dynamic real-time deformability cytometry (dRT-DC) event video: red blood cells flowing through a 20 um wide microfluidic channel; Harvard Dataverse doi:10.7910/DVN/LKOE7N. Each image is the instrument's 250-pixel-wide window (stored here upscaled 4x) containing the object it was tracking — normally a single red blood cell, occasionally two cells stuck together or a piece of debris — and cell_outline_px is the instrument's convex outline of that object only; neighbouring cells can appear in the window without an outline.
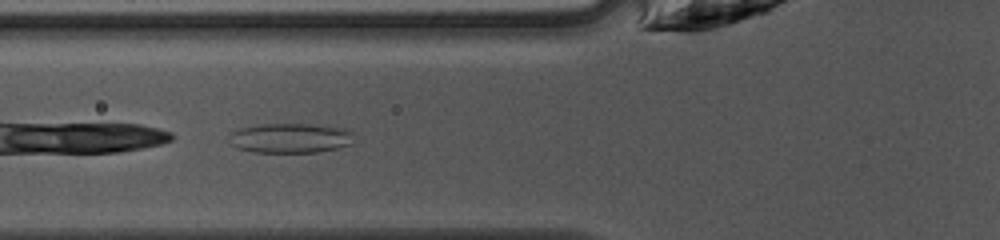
{"species": "common noctule bat (a hibernating species)", "species_latin": "Nyctalus noctula", "temperature_condition": "warm", "stored_images_in_passage": 25, "camera_frame_rate_fps": 3000, "um_per_image_px": 0.085, "animal": {"sex": "female", "body_mass_g": 10.0, "forearm_length_mm": 53.1}, "frame": {"image": 1, "passage_image": 4, "time_ms": 1.0, "image_size_px": [1000, 240], "cell_outline_px": [[352, 144], [336, 148], [316, 152], [252, 152], [236, 148], [232, 144], [228, 136], [232, 132], [240, 128], [264, 124], [312, 124], [348, 128], [352, 132]], "centroid_in_image_um": [24.68, 11.73], "position_along_channel_um": 101.1, "area_um2": 21.68}}
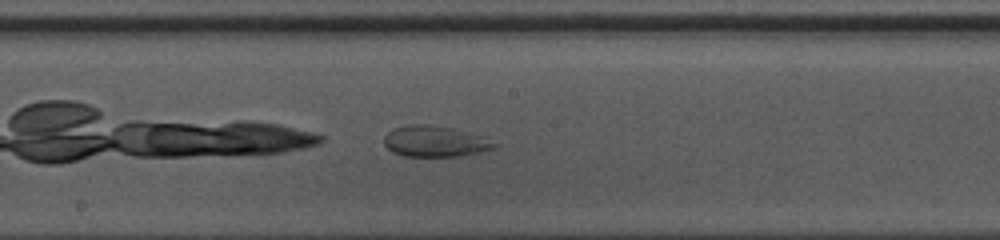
{"frame": {"image": 2, "passage_image": 12, "time_ms": 3.667, "image_size_px": [1000, 240], "cell_outline_px": [[500, 144], [496, 148], [480, 152], [456, 156], [404, 156], [392, 152], [384, 144], [384, 136], [392, 128], [408, 124], [424, 124], [452, 128], [484, 136]], "centroid_in_image_um": [36.99, 12.01], "position_along_channel_um": 211.2, "area_um2": 20.06}}
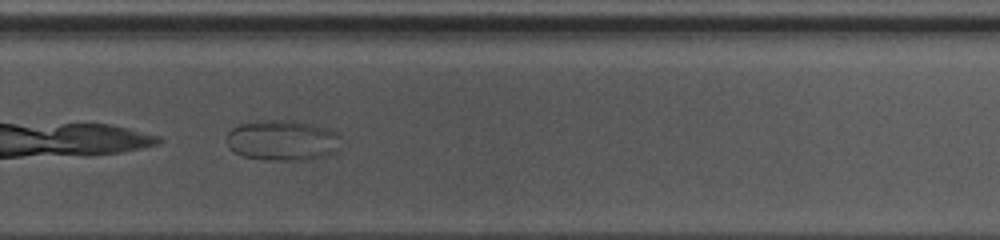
{"frame": {"image": 3, "passage_image": 19, "time_ms": 6.0, "image_size_px": [1000, 240], "cell_outline_px": [[340, 148], [336, 152], [324, 156], [304, 160], [264, 160], [244, 156], [228, 148], [224, 140], [228, 132], [232, 128], [240, 124], [264, 120], [292, 120], [312, 124], [336, 132], [340, 136]], "centroid_in_image_um": [23.99, 11.93], "position_along_channel_um": 305.8, "area_um2": 27.22}}